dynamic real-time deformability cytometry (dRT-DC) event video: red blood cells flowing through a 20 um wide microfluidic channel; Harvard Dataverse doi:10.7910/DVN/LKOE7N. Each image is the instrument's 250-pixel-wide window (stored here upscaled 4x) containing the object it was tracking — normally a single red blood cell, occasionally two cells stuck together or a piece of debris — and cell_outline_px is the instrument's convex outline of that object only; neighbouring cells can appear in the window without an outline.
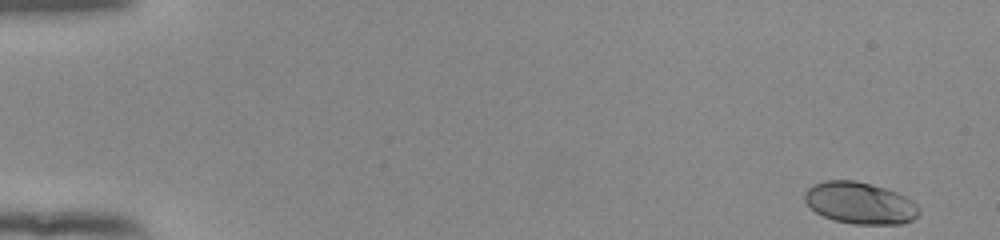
{"species": "human", "species_latin": "Homo sapiens", "temperature_condition": "room temperature", "stored_images_in_passage": 52, "camera_frame_rate_fps": 3000, "um_per_image_px": 0.085, "donor": {"sex": "female"}, "frame": {"image": 1, "passage_image": 1, "time_ms": 0.0, "image_size_px": [1000, 240], "cell_outline_px": [[920, 212], [912, 220], [900, 224], [852, 224], [832, 220], [816, 212], [804, 200], [804, 192], [812, 184], [824, 180], [856, 180], [884, 188], [896, 192], [912, 200], [920, 208]], "centroid_in_image_um": [73.08, 17.25], "position_along_channel_um": 11.9, "area_um2": 27.92}}
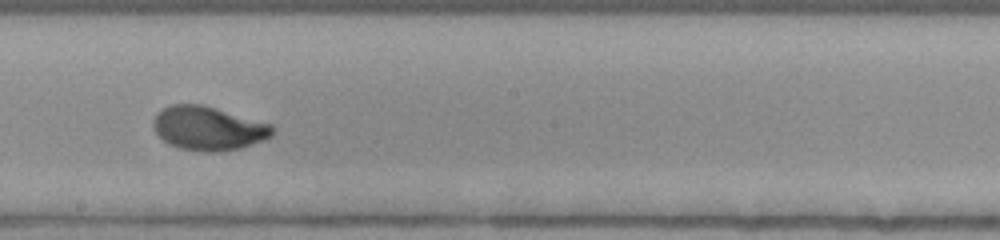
{"frame": {"image": 2, "passage_image": 30, "time_ms": 9.667, "image_size_px": [1000, 240], "cell_outline_px": [[276, 128], [272, 136], [264, 140], [240, 148], [216, 152], [200, 152], [180, 148], [168, 144], [152, 128], [152, 120], [156, 112], [172, 104], [204, 104], [272, 124]], "centroid_in_image_um": [17.71, 10.9], "position_along_channel_um": 230.5, "area_um2": 30.87}}
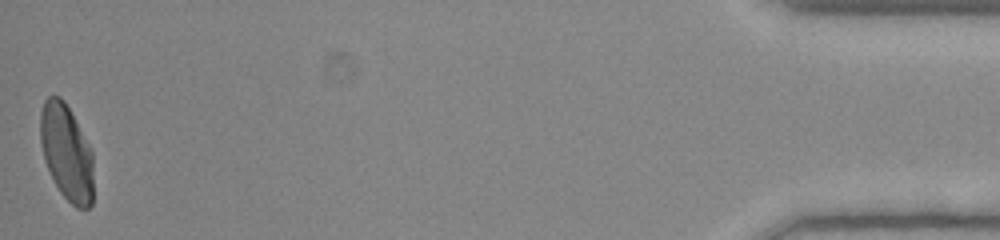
{"frame": {"image": 3, "passage_image": 52, "time_ms": 17.0, "image_size_px": [1000, 240], "cell_outline_px": [[92, 204], [88, 208], [76, 208], [60, 192], [44, 160], [40, 144], [40, 112], [44, 100], [48, 96], [60, 96], [64, 100], [88, 144], [92, 152]], "centroid_in_image_um": [5.63, 12.94], "position_along_channel_um": 429.6, "area_um2": 29.36}, "authors_computed_cell_mechanics": {"area_um2": 29.3913, "velocity_mm_per_s": 3.8948, "shape_relaxation_time_tau1_ms": 3.601, "shape_relaxation_time_tau2_ms": null, "deformation_change_tau1": 0.1553, "deformation_change_tau2": null}}